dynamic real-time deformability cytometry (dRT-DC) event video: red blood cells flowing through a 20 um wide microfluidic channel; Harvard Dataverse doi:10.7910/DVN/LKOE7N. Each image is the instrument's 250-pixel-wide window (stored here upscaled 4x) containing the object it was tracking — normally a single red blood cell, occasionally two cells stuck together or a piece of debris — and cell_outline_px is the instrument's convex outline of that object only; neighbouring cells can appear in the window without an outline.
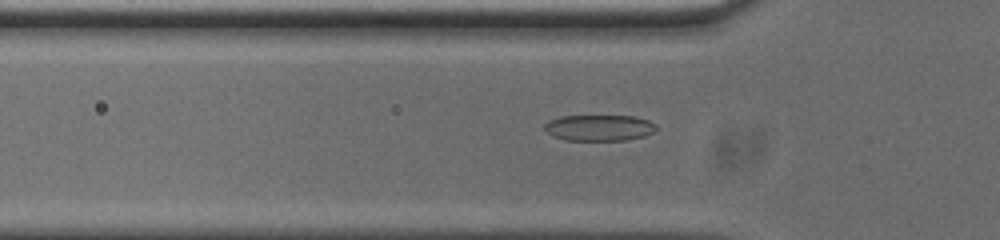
{"species": "common noctule bat (a hibernating species)", "species_latin": "Nyctalus noctula", "temperature_condition": "cold", "stored_images_in_passage": 44, "camera_frame_rate_fps": 3000, "um_per_image_px": 0.085, "animal": {"sex": "male", "body_mass_g": 20.0, "forearm_length_mm": 53.3}, "frame": {"image": 1, "passage_image": 7, "time_ms": 2.0, "image_size_px": [1000, 240], "cell_outline_px": [[656, 128], [652, 132], [644, 136], [624, 140], [564, 140], [552, 136], [544, 128], [544, 124], [548, 120], [560, 116], [632, 116], [648, 120], [656, 124]], "centroid_in_image_um": [50.89, 10.86], "position_along_channel_um": 74.9, "area_um2": 16.94}}
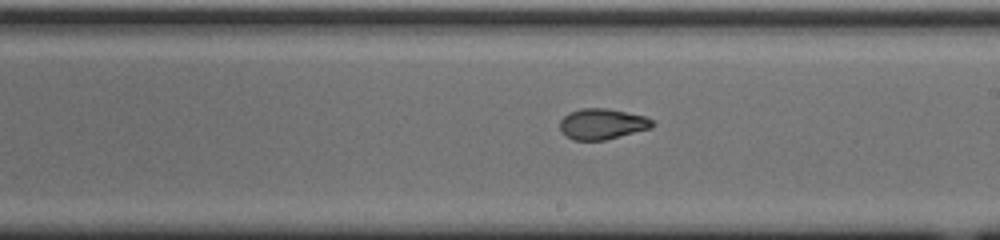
{"frame": {"image": 2, "passage_image": 20, "time_ms": 6.333, "image_size_px": [1000, 240], "cell_outline_px": [[656, 124], [652, 128], [604, 140], [572, 140], [564, 136], [560, 128], [560, 120], [568, 112], [580, 108], [608, 108], [644, 116], [652, 120]], "centroid_in_image_um": [51.16, 10.53], "position_along_channel_um": 237.8, "area_um2": 16.7}}
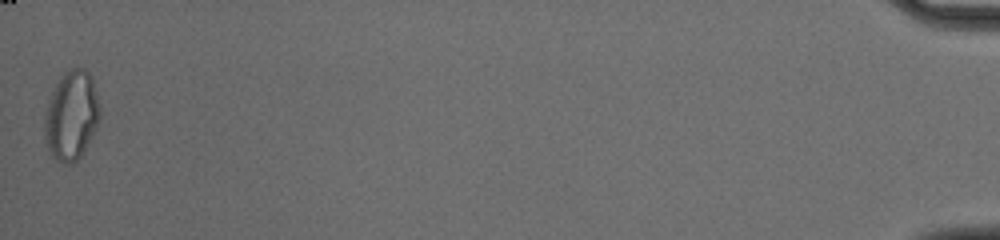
{"frame": {"image": 3, "passage_image": 44, "time_ms": 14.333, "image_size_px": [1000, 240], "cell_outline_px": [[100, 116], [80, 156], [76, 160], [68, 164], [56, 160], [52, 156], [48, 148], [44, 136], [44, 116], [48, 96], [60, 76], [64, 72], [72, 68], [84, 68], [92, 76], [100, 108]], "centroid_in_image_um": [6.03, 9.76], "position_along_channel_um": 429.2, "area_um2": 28.61}, "authors_computed_cell_mechanics": {"area_um2": 17.2822, "velocity_mm_per_s": 3.7435, "shape_relaxation_time_tau1_ms": 4.9415, "shape_relaxation_time_tau2_ms": 1.9784, "deformation_change_tau1": 0.1604, "deformation_change_tau2": 0.0663}}